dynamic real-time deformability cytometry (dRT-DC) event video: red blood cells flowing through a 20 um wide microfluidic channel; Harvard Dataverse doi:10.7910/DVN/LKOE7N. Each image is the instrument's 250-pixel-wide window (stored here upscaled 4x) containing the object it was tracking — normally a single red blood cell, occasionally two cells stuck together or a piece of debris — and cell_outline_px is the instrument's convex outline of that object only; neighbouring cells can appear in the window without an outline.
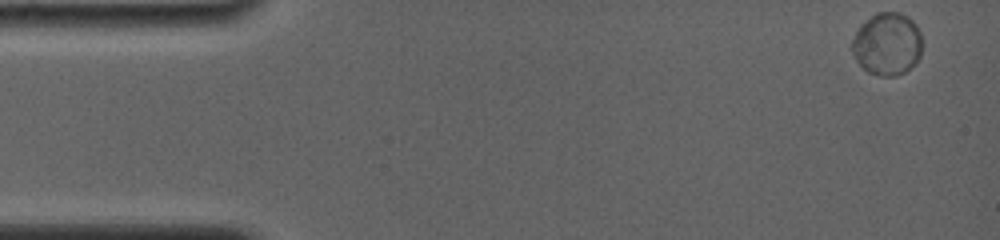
{"species": "common noctule bat (a hibernating species)", "species_latin": "Nyctalus noctula", "temperature_condition": "room temperature", "stored_images_in_passage": 38, "camera_frame_rate_fps": 4000, "um_per_image_px": 0.085, "animal": {"sex": "female", "body_mass_g": 19.0, "forearm_length_mm": 56.7}, "frame": {"image": 1, "passage_image": 1, "time_ms": 0.0, "image_size_px": [1000, 240], "cell_outline_px": [[920, 56], [916, 64], [904, 72], [896, 76], [880, 76], [868, 72], [856, 60], [852, 52], [852, 40], [860, 24], [876, 12], [900, 12], [908, 16], [916, 24], [920, 32]], "centroid_in_image_um": [75.41, 3.73], "position_along_channel_um": 9.6, "area_um2": 25.66}}
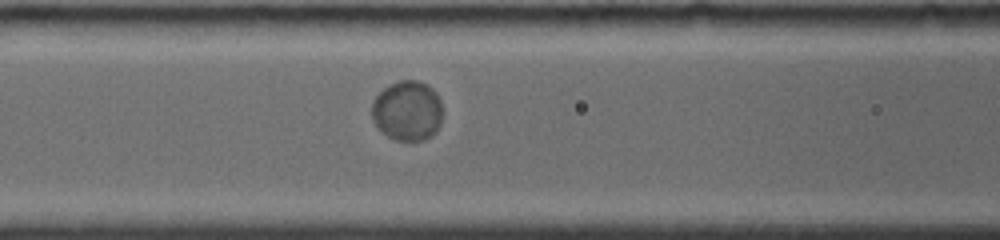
{"frame": {"image": 2, "passage_image": 17, "time_ms": 6.5, "image_size_px": [1000, 240], "cell_outline_px": [[440, 124], [436, 132], [420, 140], [396, 140], [388, 136], [372, 120], [372, 100], [388, 84], [400, 80], [416, 80], [428, 84], [436, 92], [440, 100]], "centroid_in_image_um": [34.61, 9.38], "position_along_channel_um": 132.0, "area_um2": 24.51}}
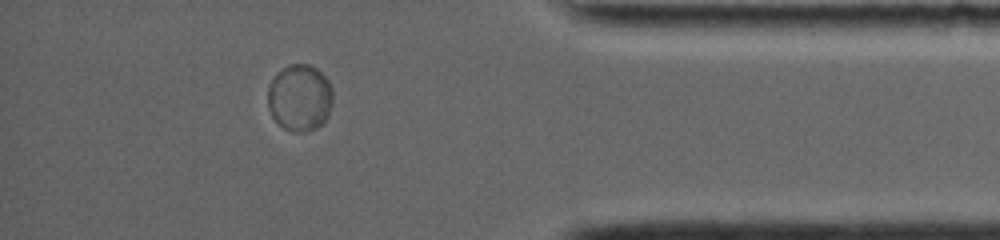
{"frame": {"image": 3, "passage_image": 33, "time_ms": 14.5, "image_size_px": [1000, 240], "cell_outline_px": [[332, 104], [328, 116], [316, 128], [308, 132], [292, 132], [284, 128], [272, 116], [268, 108], [268, 88], [272, 80], [288, 64], [308, 64], [316, 68], [328, 80], [332, 88]], "centroid_in_image_um": [25.49, 8.32], "position_along_channel_um": 409.7, "area_um2": 25.2}}